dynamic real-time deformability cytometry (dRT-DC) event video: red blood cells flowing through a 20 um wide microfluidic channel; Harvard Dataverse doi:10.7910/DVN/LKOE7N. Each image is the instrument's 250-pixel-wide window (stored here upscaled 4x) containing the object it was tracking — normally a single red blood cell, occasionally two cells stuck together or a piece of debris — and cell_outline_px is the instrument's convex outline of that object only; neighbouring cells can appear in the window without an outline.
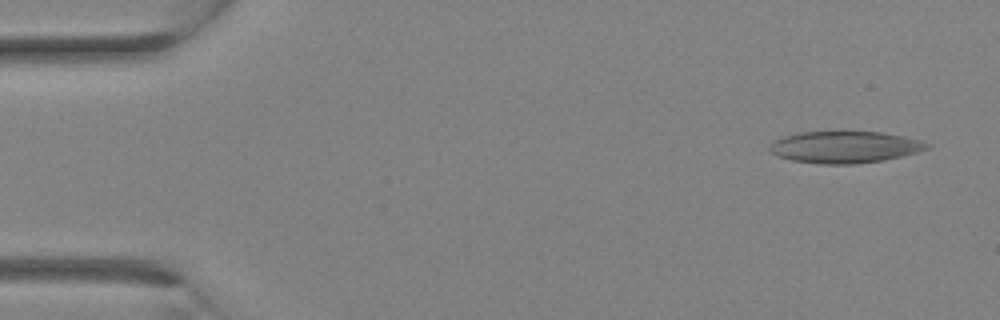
{"species": "Egyptian fruit bat (a non-hibernating species)", "species_latin": "Rousettus aegyptiacus", "temperature_condition": "room temperature", "stored_images_in_passage": 2, "camera_frame_rate_fps": 3000, "um_per_image_px": 0.085, "animal": {"sex": "female"}, "frame": {"image": 1, "passage_image": 1, "time_ms": 0.0, "image_size_px": [1000, 320], "cell_outline_px": [[932, 148], [884, 160], [856, 164], [820, 164], [792, 160], [776, 156], [768, 152], [768, 144], [772, 140], [784, 136], [800, 132], [880, 132], [904, 136], [920, 140], [932, 144]], "centroid_in_image_um": [71.77, 12.5], "position_along_channel_um": 13.2, "area_um2": 29.42}}
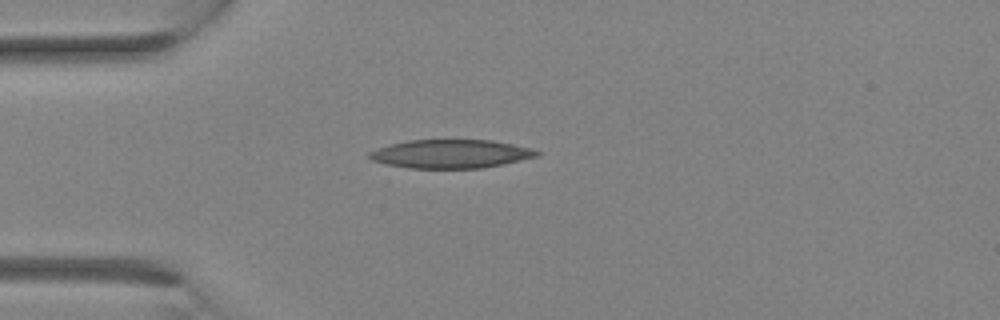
{"frame": {"image": 2, "passage_image": 2, "time_ms": 2.0, "image_size_px": [1000, 320], "cell_outline_px": [[540, 156], [480, 168], [408, 168], [384, 164], [372, 160], [368, 156], [368, 152], [392, 144], [408, 140], [492, 140], [532, 148], [540, 152]], "centroid_in_image_um": [38.31, 13.08], "position_along_channel_um": 46.7, "area_um2": 27.69}}